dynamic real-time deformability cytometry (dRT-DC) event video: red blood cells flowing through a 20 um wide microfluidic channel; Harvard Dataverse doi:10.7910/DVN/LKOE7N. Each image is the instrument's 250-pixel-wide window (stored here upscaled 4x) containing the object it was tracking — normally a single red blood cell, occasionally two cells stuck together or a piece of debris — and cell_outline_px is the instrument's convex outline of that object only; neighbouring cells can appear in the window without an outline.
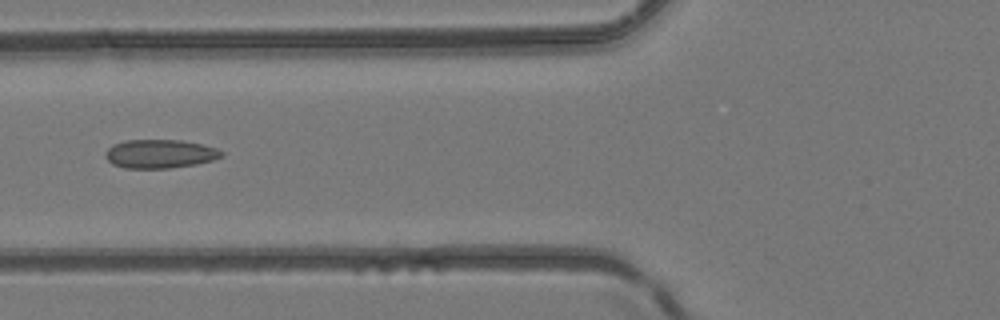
{"species": "common noctule bat (a hibernating species)", "species_latin": "Nyctalus noctula", "temperature_condition": "room temperature", "stored_images_in_passage": 6, "camera_frame_rate_fps": 3000, "um_per_image_px": 0.085, "animal": {"sex": "female", "body_mass_g": 24.6, "forearm_length_mm": 56.2}, "frame": {"image": 1, "passage_image": 6, "time_ms": 1.667, "image_size_px": [1000, 320], "cell_outline_px": [[224, 156], [212, 160], [196, 164], [168, 168], [124, 168], [112, 164], [104, 156], [104, 152], [112, 144], [124, 140], [180, 140], [200, 144], [216, 148], [224, 152]], "centroid_in_image_um": [13.56, 13.07], "position_along_channel_um": 112.2, "area_um2": 19.48}}